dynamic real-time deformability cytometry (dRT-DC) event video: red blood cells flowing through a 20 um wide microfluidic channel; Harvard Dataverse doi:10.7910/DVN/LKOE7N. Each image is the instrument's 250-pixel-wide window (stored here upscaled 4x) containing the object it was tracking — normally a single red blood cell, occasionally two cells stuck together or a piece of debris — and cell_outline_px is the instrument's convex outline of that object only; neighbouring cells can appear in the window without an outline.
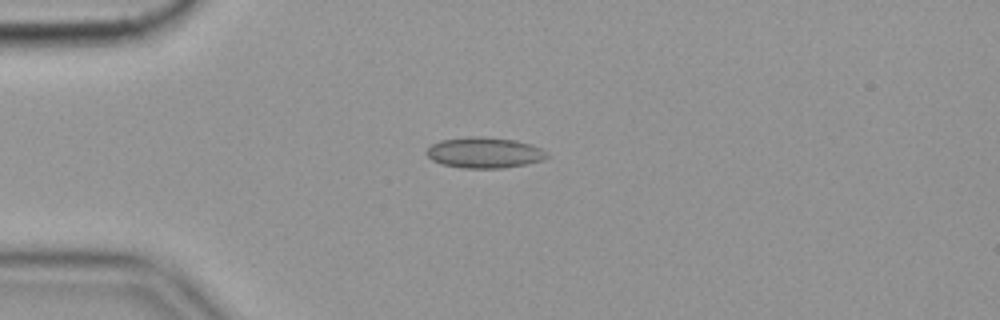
{"species": "common noctule bat (a hibernating species)", "species_latin": "Nyctalus noctula", "temperature_condition": "cold", "stored_images_in_passage": 43, "camera_frame_rate_fps": 3000, "um_per_image_px": 0.085, "animal": {"sex": "female", "body_mass_g": 19.9}, "frame": {"image": 1, "passage_image": 1, "time_ms": 0.0, "image_size_px": [1000, 320], "cell_outline_px": [[548, 156], [544, 160], [524, 164], [500, 168], [460, 168], [440, 164], [432, 160], [424, 152], [432, 144], [440, 140], [472, 136], [480, 136], [516, 140], [532, 144], [548, 152]], "centroid_in_image_um": [41.16, 12.97], "position_along_channel_um": 43.8, "area_um2": 21.73}}
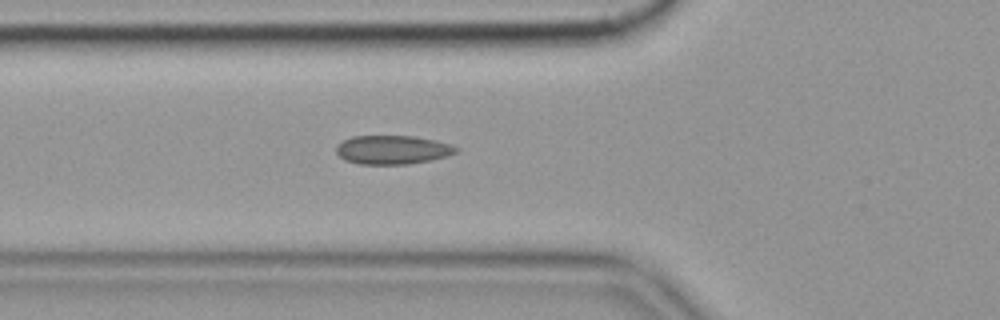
{"frame": {"image": 2, "passage_image": 7, "time_ms": 2.0, "image_size_px": [1000, 320], "cell_outline_px": [[460, 148], [456, 152], [444, 156], [428, 160], [408, 164], [360, 164], [344, 160], [336, 152], [336, 148], [344, 140], [352, 136], [412, 136], [436, 140]], "centroid_in_image_um": [33.34, 12.73], "position_along_channel_um": 92.5, "area_um2": 19.83}}
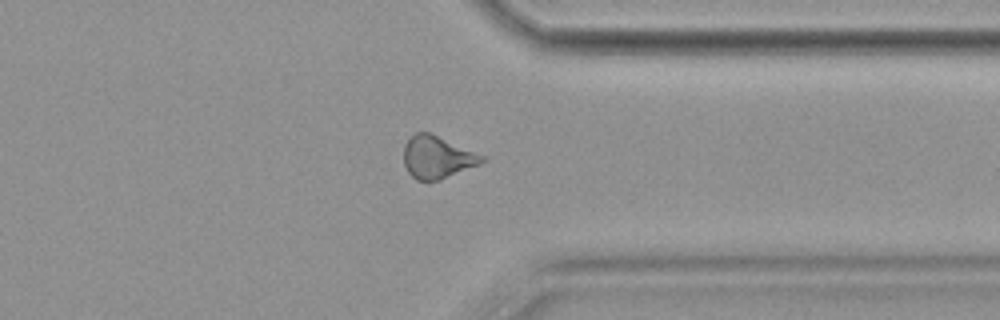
{"frame": {"image": 3, "passage_image": 31, "time_ms": 10.0, "image_size_px": [1000, 320], "cell_outline_px": [[484, 160], [480, 164], [440, 180], [416, 180], [408, 172], [404, 164], [404, 144], [416, 132], [428, 132], [484, 156]], "centroid_in_image_um": [37.13, 13.38], "position_along_channel_um": 374.3, "area_um2": 18.96}, "authors_computed_cell_mechanics": {"area_um2": 19.5942, "velocity_mm_per_s": 3.5544, "shape_relaxation_time_tau1_ms": null, "shape_relaxation_time_tau2_ms": 2.6382, "deformation_change_tau1": null, "deformation_change_tau2": 0.0829}}